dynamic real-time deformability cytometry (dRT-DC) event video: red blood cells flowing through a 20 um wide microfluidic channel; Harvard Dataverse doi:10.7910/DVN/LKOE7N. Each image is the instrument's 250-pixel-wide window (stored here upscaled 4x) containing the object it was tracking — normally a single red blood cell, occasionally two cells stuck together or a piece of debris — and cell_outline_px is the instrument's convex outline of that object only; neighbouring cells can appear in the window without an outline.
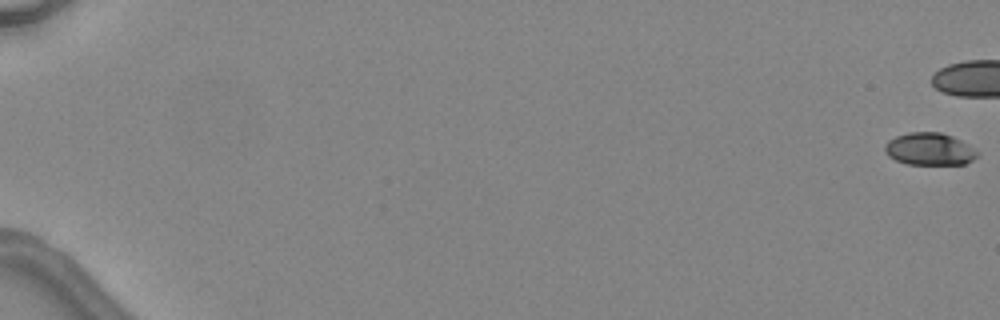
{"species": "common noctule bat (a hibernating species)", "species_latin": "Nyctalus noctula", "temperature_condition": "warm", "stored_images_in_passage": 2, "camera_frame_rate_fps": 3000, "um_per_image_px": 0.085, "animal": {"sex": "female", "body_mass_g": 24.6, "forearm_length_mm": 56.2}, "frame": {"image": 1, "passage_image": 1, "time_ms": 0.0, "image_size_px": [1000, 320], "cell_outline_px": [[980, 152], [972, 160], [964, 164], [904, 164], [888, 156], [884, 152], [884, 144], [888, 140], [896, 136], [908, 132], [940, 132], [952, 136], [968, 144]], "centroid_in_image_um": [78.98, 12.67], "position_along_channel_um": 6.0, "area_um2": 17.57}}